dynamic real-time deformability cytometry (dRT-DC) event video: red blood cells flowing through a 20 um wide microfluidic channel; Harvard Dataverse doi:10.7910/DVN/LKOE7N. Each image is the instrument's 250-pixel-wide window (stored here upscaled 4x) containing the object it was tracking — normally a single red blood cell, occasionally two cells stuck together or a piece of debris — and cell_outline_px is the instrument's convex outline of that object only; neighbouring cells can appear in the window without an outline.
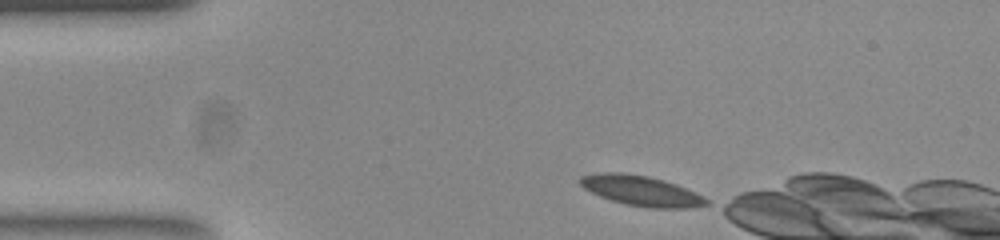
{"species": "common noctule bat (a hibernating species)", "species_latin": "Nyctalus noctula", "temperature_condition": "room temperature", "stored_images_in_passage": 45, "camera_frame_rate_fps": 3000, "um_per_image_px": 0.085, "animal": {"sex": "female", "body_mass_g": 23.0, "forearm_length_mm": 53.4}, "frame": {"image": 1, "passage_image": 1, "time_ms": 0.0, "image_size_px": [1000, 240], "cell_outline_px": [[708, 204], [684, 208], [652, 208], [628, 204], [612, 200], [600, 196], [584, 188], [580, 184], [580, 176], [644, 176], [660, 180], [684, 188], [708, 200]], "centroid_in_image_um": [54.57, 16.3], "position_along_channel_um": 30.4, "area_um2": 20.11}}
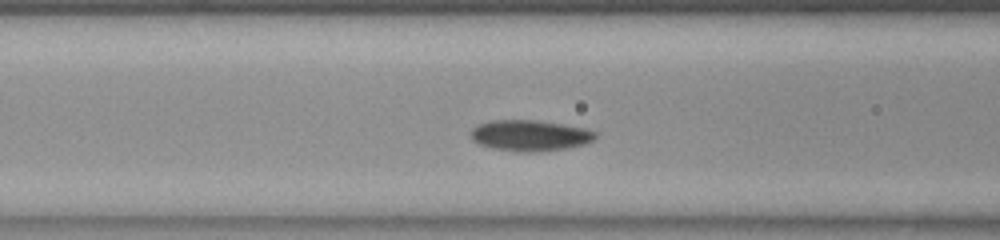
{"frame": {"image": 2, "passage_image": 12, "time_ms": 3.667, "image_size_px": [1000, 240], "cell_outline_px": [[596, 136], [592, 140], [584, 144], [564, 148], [532, 152], [520, 152], [496, 148], [480, 144], [472, 140], [472, 128], [476, 124], [492, 120], [532, 120], [560, 124], [584, 128], [596, 132]], "centroid_in_image_um": [45.01, 11.51], "position_along_channel_um": 121.6, "area_um2": 22.02}}
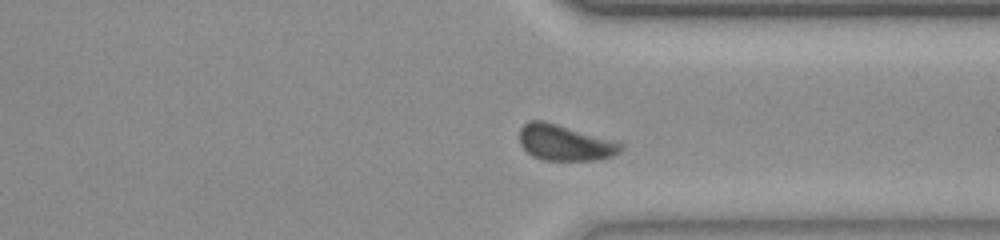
{"frame": {"image": 3, "passage_image": 31, "time_ms": 10.0, "image_size_px": [1000, 240], "cell_outline_px": [[624, 144], [620, 152], [612, 156], [596, 160], [544, 160], [532, 156], [520, 144], [520, 128], [528, 120], [544, 120]], "centroid_in_image_um": [47.98, 12.13], "position_along_channel_um": 363.4, "area_um2": 20.92}, "authors_computed_cell_mechanics": {"area_um2": 20.9236, "velocity_mm_per_s": 3.8256, "shape_relaxation_time_tau1_ms": 2.2364, "shape_relaxation_time_tau2_ms": 3.8376, "deformation_change_tau1": 0.0726, "deformation_change_tau2": 0.0598}}